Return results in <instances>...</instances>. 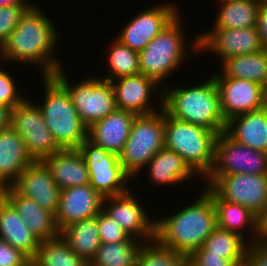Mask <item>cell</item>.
I'll return each instance as SVG.
<instances>
[{
    "instance_id": "6da1fadb",
    "label": "cell",
    "mask_w": 267,
    "mask_h": 266,
    "mask_svg": "<svg viewBox=\"0 0 267 266\" xmlns=\"http://www.w3.org/2000/svg\"><path fill=\"white\" fill-rule=\"evenodd\" d=\"M40 7L33 6L21 16L16 28L0 47V60L9 63L31 64L40 68L42 76H53L63 68L56 50L59 32ZM57 45V47H56Z\"/></svg>"
},
{
    "instance_id": "7a4b0ae2",
    "label": "cell",
    "mask_w": 267,
    "mask_h": 266,
    "mask_svg": "<svg viewBox=\"0 0 267 266\" xmlns=\"http://www.w3.org/2000/svg\"><path fill=\"white\" fill-rule=\"evenodd\" d=\"M194 201L155 222V240L178 255H190L201 248L217 226L211 196L203 189Z\"/></svg>"
},
{
    "instance_id": "3957f363",
    "label": "cell",
    "mask_w": 267,
    "mask_h": 266,
    "mask_svg": "<svg viewBox=\"0 0 267 266\" xmlns=\"http://www.w3.org/2000/svg\"><path fill=\"white\" fill-rule=\"evenodd\" d=\"M198 83L186 88L178 85L164 86L162 109L178 120L213 132L225 131L226 120L220 110L219 92L213 76L206 78L202 84Z\"/></svg>"
},
{
    "instance_id": "277c9868",
    "label": "cell",
    "mask_w": 267,
    "mask_h": 266,
    "mask_svg": "<svg viewBox=\"0 0 267 266\" xmlns=\"http://www.w3.org/2000/svg\"><path fill=\"white\" fill-rule=\"evenodd\" d=\"M44 98L38 104L44 122L61 149H77L88 138V127L80 119L67 90L53 77H43Z\"/></svg>"
},
{
    "instance_id": "5b68a950",
    "label": "cell",
    "mask_w": 267,
    "mask_h": 266,
    "mask_svg": "<svg viewBox=\"0 0 267 266\" xmlns=\"http://www.w3.org/2000/svg\"><path fill=\"white\" fill-rule=\"evenodd\" d=\"M218 134L165 112L164 147L178 153L201 180L213 169Z\"/></svg>"
},
{
    "instance_id": "8992f818",
    "label": "cell",
    "mask_w": 267,
    "mask_h": 266,
    "mask_svg": "<svg viewBox=\"0 0 267 266\" xmlns=\"http://www.w3.org/2000/svg\"><path fill=\"white\" fill-rule=\"evenodd\" d=\"M180 13L139 52L140 73L155 80L161 87L171 73L184 62L188 49ZM185 56V57H184Z\"/></svg>"
},
{
    "instance_id": "52a82bcc",
    "label": "cell",
    "mask_w": 267,
    "mask_h": 266,
    "mask_svg": "<svg viewBox=\"0 0 267 266\" xmlns=\"http://www.w3.org/2000/svg\"><path fill=\"white\" fill-rule=\"evenodd\" d=\"M165 111L163 109L137 115L131 125L129 137L119 154L124 170L133 178L164 147Z\"/></svg>"
},
{
    "instance_id": "ba28073f",
    "label": "cell",
    "mask_w": 267,
    "mask_h": 266,
    "mask_svg": "<svg viewBox=\"0 0 267 266\" xmlns=\"http://www.w3.org/2000/svg\"><path fill=\"white\" fill-rule=\"evenodd\" d=\"M53 77L67 90L80 119L88 128L117 109L111 81L92 75L76 85L71 84L64 67Z\"/></svg>"
},
{
    "instance_id": "9c48e42d",
    "label": "cell",
    "mask_w": 267,
    "mask_h": 266,
    "mask_svg": "<svg viewBox=\"0 0 267 266\" xmlns=\"http://www.w3.org/2000/svg\"><path fill=\"white\" fill-rule=\"evenodd\" d=\"M89 172V184L103 197L128 191L132 177L124 170L118 155L85 139L79 146Z\"/></svg>"
},
{
    "instance_id": "30bf717a",
    "label": "cell",
    "mask_w": 267,
    "mask_h": 266,
    "mask_svg": "<svg viewBox=\"0 0 267 266\" xmlns=\"http://www.w3.org/2000/svg\"><path fill=\"white\" fill-rule=\"evenodd\" d=\"M25 97L11 109V127L21 136L26 151L34 161H43L61 148L46 126L42 112L33 101Z\"/></svg>"
},
{
    "instance_id": "8fae6325",
    "label": "cell",
    "mask_w": 267,
    "mask_h": 266,
    "mask_svg": "<svg viewBox=\"0 0 267 266\" xmlns=\"http://www.w3.org/2000/svg\"><path fill=\"white\" fill-rule=\"evenodd\" d=\"M203 182L221 199L240 204L257 216L267 206V174L235 173L206 177Z\"/></svg>"
},
{
    "instance_id": "7c38bea8",
    "label": "cell",
    "mask_w": 267,
    "mask_h": 266,
    "mask_svg": "<svg viewBox=\"0 0 267 266\" xmlns=\"http://www.w3.org/2000/svg\"><path fill=\"white\" fill-rule=\"evenodd\" d=\"M193 43V44H192ZM191 52L215 53L222 62L226 58L258 52L264 49L256 27L224 29L210 28L200 32L191 42Z\"/></svg>"
},
{
    "instance_id": "4fadbf2b",
    "label": "cell",
    "mask_w": 267,
    "mask_h": 266,
    "mask_svg": "<svg viewBox=\"0 0 267 266\" xmlns=\"http://www.w3.org/2000/svg\"><path fill=\"white\" fill-rule=\"evenodd\" d=\"M235 173L267 174V153L245 146L223 131L217 135L214 166L207 177Z\"/></svg>"
},
{
    "instance_id": "5bb4252c",
    "label": "cell",
    "mask_w": 267,
    "mask_h": 266,
    "mask_svg": "<svg viewBox=\"0 0 267 266\" xmlns=\"http://www.w3.org/2000/svg\"><path fill=\"white\" fill-rule=\"evenodd\" d=\"M138 196L130 189L124 193L105 197L102 210L114 219L130 237L146 243L155 240V222ZM151 217V218H150Z\"/></svg>"
},
{
    "instance_id": "9a60e30c",
    "label": "cell",
    "mask_w": 267,
    "mask_h": 266,
    "mask_svg": "<svg viewBox=\"0 0 267 266\" xmlns=\"http://www.w3.org/2000/svg\"><path fill=\"white\" fill-rule=\"evenodd\" d=\"M219 92L220 110L223 118H230L265 107L264 87L257 82L212 74Z\"/></svg>"
},
{
    "instance_id": "2e32d148",
    "label": "cell",
    "mask_w": 267,
    "mask_h": 266,
    "mask_svg": "<svg viewBox=\"0 0 267 266\" xmlns=\"http://www.w3.org/2000/svg\"><path fill=\"white\" fill-rule=\"evenodd\" d=\"M164 3L139 12L123 27L116 39L131 50L142 51L179 14L174 2Z\"/></svg>"
},
{
    "instance_id": "e0dca14e",
    "label": "cell",
    "mask_w": 267,
    "mask_h": 266,
    "mask_svg": "<svg viewBox=\"0 0 267 266\" xmlns=\"http://www.w3.org/2000/svg\"><path fill=\"white\" fill-rule=\"evenodd\" d=\"M117 80V81H116ZM112 80L117 109L125 110L137 115H147L162 109L163 87L141 73ZM160 88V89H159ZM157 92L158 110L149 101L153 92ZM160 91V92H159Z\"/></svg>"
},
{
    "instance_id": "ac0fdd59",
    "label": "cell",
    "mask_w": 267,
    "mask_h": 266,
    "mask_svg": "<svg viewBox=\"0 0 267 266\" xmlns=\"http://www.w3.org/2000/svg\"><path fill=\"white\" fill-rule=\"evenodd\" d=\"M11 186L19 194L33 199L41 208L57 213L61 189L43 161H33Z\"/></svg>"
},
{
    "instance_id": "d6986e66",
    "label": "cell",
    "mask_w": 267,
    "mask_h": 266,
    "mask_svg": "<svg viewBox=\"0 0 267 266\" xmlns=\"http://www.w3.org/2000/svg\"><path fill=\"white\" fill-rule=\"evenodd\" d=\"M103 199L90 184L61 190L55 214L60 232L75 222L97 216L103 208Z\"/></svg>"
},
{
    "instance_id": "ffe728a7",
    "label": "cell",
    "mask_w": 267,
    "mask_h": 266,
    "mask_svg": "<svg viewBox=\"0 0 267 266\" xmlns=\"http://www.w3.org/2000/svg\"><path fill=\"white\" fill-rule=\"evenodd\" d=\"M0 193L12 204L39 241L60 236L55 214L41 208L33 199L19 194L12 186L2 188Z\"/></svg>"
},
{
    "instance_id": "44dd1931",
    "label": "cell",
    "mask_w": 267,
    "mask_h": 266,
    "mask_svg": "<svg viewBox=\"0 0 267 266\" xmlns=\"http://www.w3.org/2000/svg\"><path fill=\"white\" fill-rule=\"evenodd\" d=\"M135 117L132 112L116 109L88 128V139L119 156L129 137Z\"/></svg>"
},
{
    "instance_id": "7402d4cb",
    "label": "cell",
    "mask_w": 267,
    "mask_h": 266,
    "mask_svg": "<svg viewBox=\"0 0 267 266\" xmlns=\"http://www.w3.org/2000/svg\"><path fill=\"white\" fill-rule=\"evenodd\" d=\"M33 161L23 139L11 126L0 132V190L11 186Z\"/></svg>"
},
{
    "instance_id": "603a6c76",
    "label": "cell",
    "mask_w": 267,
    "mask_h": 266,
    "mask_svg": "<svg viewBox=\"0 0 267 266\" xmlns=\"http://www.w3.org/2000/svg\"><path fill=\"white\" fill-rule=\"evenodd\" d=\"M0 238L21 250L30 259L39 248V239L32 233L12 204L0 193Z\"/></svg>"
},
{
    "instance_id": "cb8c5ba5",
    "label": "cell",
    "mask_w": 267,
    "mask_h": 266,
    "mask_svg": "<svg viewBox=\"0 0 267 266\" xmlns=\"http://www.w3.org/2000/svg\"><path fill=\"white\" fill-rule=\"evenodd\" d=\"M225 132L235 141L267 153V107L230 118Z\"/></svg>"
},
{
    "instance_id": "d4e9b609",
    "label": "cell",
    "mask_w": 267,
    "mask_h": 266,
    "mask_svg": "<svg viewBox=\"0 0 267 266\" xmlns=\"http://www.w3.org/2000/svg\"><path fill=\"white\" fill-rule=\"evenodd\" d=\"M61 189L89 184V172L79 149H61L43 160Z\"/></svg>"
},
{
    "instance_id": "484cf974",
    "label": "cell",
    "mask_w": 267,
    "mask_h": 266,
    "mask_svg": "<svg viewBox=\"0 0 267 266\" xmlns=\"http://www.w3.org/2000/svg\"><path fill=\"white\" fill-rule=\"evenodd\" d=\"M204 187L203 189L211 196L215 207L216 225L227 231L235 232L244 239L246 238L249 244L254 243L256 241L257 215L240 204L221 199L209 186ZM247 229L249 235L250 233L254 235L249 236V240L247 239L248 236L244 235Z\"/></svg>"
},
{
    "instance_id": "4316f807",
    "label": "cell",
    "mask_w": 267,
    "mask_h": 266,
    "mask_svg": "<svg viewBox=\"0 0 267 266\" xmlns=\"http://www.w3.org/2000/svg\"><path fill=\"white\" fill-rule=\"evenodd\" d=\"M151 183L156 185H178L188 181L197 174L190 168L184 159L173 150L163 147L144 167Z\"/></svg>"
},
{
    "instance_id": "83f0119b",
    "label": "cell",
    "mask_w": 267,
    "mask_h": 266,
    "mask_svg": "<svg viewBox=\"0 0 267 266\" xmlns=\"http://www.w3.org/2000/svg\"><path fill=\"white\" fill-rule=\"evenodd\" d=\"M220 64L221 73L225 77L251 80L263 87L267 84V48L226 58Z\"/></svg>"
},
{
    "instance_id": "f1b7e54d",
    "label": "cell",
    "mask_w": 267,
    "mask_h": 266,
    "mask_svg": "<svg viewBox=\"0 0 267 266\" xmlns=\"http://www.w3.org/2000/svg\"><path fill=\"white\" fill-rule=\"evenodd\" d=\"M71 250L88 263L95 257L101 241L98 233L97 216L75 222L60 232Z\"/></svg>"
},
{
    "instance_id": "f546056e",
    "label": "cell",
    "mask_w": 267,
    "mask_h": 266,
    "mask_svg": "<svg viewBox=\"0 0 267 266\" xmlns=\"http://www.w3.org/2000/svg\"><path fill=\"white\" fill-rule=\"evenodd\" d=\"M219 11L212 28L239 29L255 27L262 0H219Z\"/></svg>"
},
{
    "instance_id": "4dcf8cb0",
    "label": "cell",
    "mask_w": 267,
    "mask_h": 266,
    "mask_svg": "<svg viewBox=\"0 0 267 266\" xmlns=\"http://www.w3.org/2000/svg\"><path fill=\"white\" fill-rule=\"evenodd\" d=\"M248 246L239 234L216 226L202 247L191 254H216L229 260H245Z\"/></svg>"
},
{
    "instance_id": "1f68e13d",
    "label": "cell",
    "mask_w": 267,
    "mask_h": 266,
    "mask_svg": "<svg viewBox=\"0 0 267 266\" xmlns=\"http://www.w3.org/2000/svg\"><path fill=\"white\" fill-rule=\"evenodd\" d=\"M37 266H89V263L70 249L60 236L40 241L36 254L31 259Z\"/></svg>"
},
{
    "instance_id": "d6a6232c",
    "label": "cell",
    "mask_w": 267,
    "mask_h": 266,
    "mask_svg": "<svg viewBox=\"0 0 267 266\" xmlns=\"http://www.w3.org/2000/svg\"><path fill=\"white\" fill-rule=\"evenodd\" d=\"M142 243L133 237L121 242L101 243L89 266H136Z\"/></svg>"
},
{
    "instance_id": "836d02e7",
    "label": "cell",
    "mask_w": 267,
    "mask_h": 266,
    "mask_svg": "<svg viewBox=\"0 0 267 266\" xmlns=\"http://www.w3.org/2000/svg\"><path fill=\"white\" fill-rule=\"evenodd\" d=\"M108 54V67L110 72L107 76H102L105 80H115L121 77L136 75L140 73L139 52L131 50L116 38L111 42Z\"/></svg>"
},
{
    "instance_id": "e575fe53",
    "label": "cell",
    "mask_w": 267,
    "mask_h": 266,
    "mask_svg": "<svg viewBox=\"0 0 267 266\" xmlns=\"http://www.w3.org/2000/svg\"><path fill=\"white\" fill-rule=\"evenodd\" d=\"M177 256V253L153 240L140 246L136 266H169Z\"/></svg>"
},
{
    "instance_id": "d590c367",
    "label": "cell",
    "mask_w": 267,
    "mask_h": 266,
    "mask_svg": "<svg viewBox=\"0 0 267 266\" xmlns=\"http://www.w3.org/2000/svg\"><path fill=\"white\" fill-rule=\"evenodd\" d=\"M97 226L101 243H115L128 240L130 236L107 213L97 214Z\"/></svg>"
},
{
    "instance_id": "8d00e7d4",
    "label": "cell",
    "mask_w": 267,
    "mask_h": 266,
    "mask_svg": "<svg viewBox=\"0 0 267 266\" xmlns=\"http://www.w3.org/2000/svg\"><path fill=\"white\" fill-rule=\"evenodd\" d=\"M0 68H3L2 66ZM5 71L0 69V105L7 106L9 108L16 107L25 97L22 96V92L18 90V85L15 84L14 77Z\"/></svg>"
},
{
    "instance_id": "74e56055",
    "label": "cell",
    "mask_w": 267,
    "mask_h": 266,
    "mask_svg": "<svg viewBox=\"0 0 267 266\" xmlns=\"http://www.w3.org/2000/svg\"><path fill=\"white\" fill-rule=\"evenodd\" d=\"M32 6H4L0 8V47L16 28L21 16Z\"/></svg>"
},
{
    "instance_id": "f35d334b",
    "label": "cell",
    "mask_w": 267,
    "mask_h": 266,
    "mask_svg": "<svg viewBox=\"0 0 267 266\" xmlns=\"http://www.w3.org/2000/svg\"><path fill=\"white\" fill-rule=\"evenodd\" d=\"M31 259L0 238V266H26Z\"/></svg>"
},
{
    "instance_id": "ab89813d",
    "label": "cell",
    "mask_w": 267,
    "mask_h": 266,
    "mask_svg": "<svg viewBox=\"0 0 267 266\" xmlns=\"http://www.w3.org/2000/svg\"><path fill=\"white\" fill-rule=\"evenodd\" d=\"M192 266H244L245 260H229L216 254H190Z\"/></svg>"
},
{
    "instance_id": "60d3db41",
    "label": "cell",
    "mask_w": 267,
    "mask_h": 266,
    "mask_svg": "<svg viewBox=\"0 0 267 266\" xmlns=\"http://www.w3.org/2000/svg\"><path fill=\"white\" fill-rule=\"evenodd\" d=\"M244 266H267V242L255 241L249 244Z\"/></svg>"
},
{
    "instance_id": "b9f144b4",
    "label": "cell",
    "mask_w": 267,
    "mask_h": 266,
    "mask_svg": "<svg viewBox=\"0 0 267 266\" xmlns=\"http://www.w3.org/2000/svg\"><path fill=\"white\" fill-rule=\"evenodd\" d=\"M255 27L258 31L261 44L264 48H267V0H262L259 6Z\"/></svg>"
},
{
    "instance_id": "7bdbcfd3",
    "label": "cell",
    "mask_w": 267,
    "mask_h": 266,
    "mask_svg": "<svg viewBox=\"0 0 267 266\" xmlns=\"http://www.w3.org/2000/svg\"><path fill=\"white\" fill-rule=\"evenodd\" d=\"M256 241L267 242V206L257 216Z\"/></svg>"
},
{
    "instance_id": "ee69618b",
    "label": "cell",
    "mask_w": 267,
    "mask_h": 266,
    "mask_svg": "<svg viewBox=\"0 0 267 266\" xmlns=\"http://www.w3.org/2000/svg\"><path fill=\"white\" fill-rule=\"evenodd\" d=\"M11 126V108L0 105V132Z\"/></svg>"
},
{
    "instance_id": "f6af8a7d",
    "label": "cell",
    "mask_w": 267,
    "mask_h": 266,
    "mask_svg": "<svg viewBox=\"0 0 267 266\" xmlns=\"http://www.w3.org/2000/svg\"><path fill=\"white\" fill-rule=\"evenodd\" d=\"M169 266H192L189 255H178Z\"/></svg>"
},
{
    "instance_id": "bcb514c9",
    "label": "cell",
    "mask_w": 267,
    "mask_h": 266,
    "mask_svg": "<svg viewBox=\"0 0 267 266\" xmlns=\"http://www.w3.org/2000/svg\"><path fill=\"white\" fill-rule=\"evenodd\" d=\"M0 4L4 6H33L32 2L28 3L26 0H0Z\"/></svg>"
},
{
    "instance_id": "7dc6e473",
    "label": "cell",
    "mask_w": 267,
    "mask_h": 266,
    "mask_svg": "<svg viewBox=\"0 0 267 266\" xmlns=\"http://www.w3.org/2000/svg\"><path fill=\"white\" fill-rule=\"evenodd\" d=\"M264 93H265V107H267V84L264 87Z\"/></svg>"
},
{
    "instance_id": "c3c4849f",
    "label": "cell",
    "mask_w": 267,
    "mask_h": 266,
    "mask_svg": "<svg viewBox=\"0 0 267 266\" xmlns=\"http://www.w3.org/2000/svg\"><path fill=\"white\" fill-rule=\"evenodd\" d=\"M26 266H37L34 262L30 261Z\"/></svg>"
}]
</instances>
